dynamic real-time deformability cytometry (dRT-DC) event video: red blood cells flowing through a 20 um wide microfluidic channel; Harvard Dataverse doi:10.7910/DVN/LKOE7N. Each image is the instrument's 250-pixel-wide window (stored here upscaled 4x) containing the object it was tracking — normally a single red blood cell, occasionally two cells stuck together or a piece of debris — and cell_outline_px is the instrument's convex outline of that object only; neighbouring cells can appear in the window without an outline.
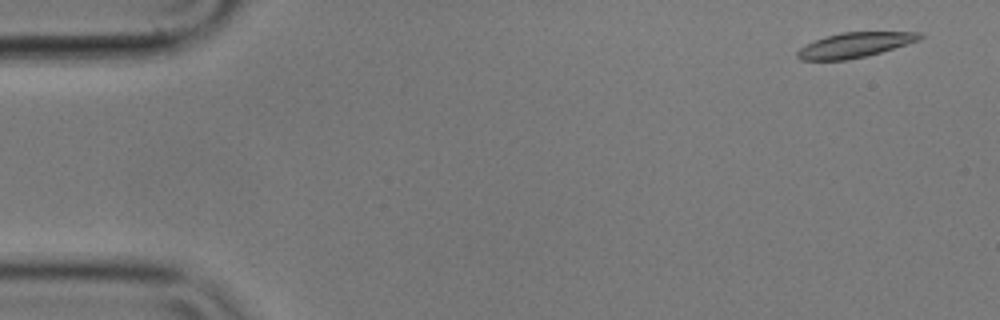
{"species": "common noctule bat (a hibernating species)", "species_latin": "Nyctalus noctula", "temperature_condition": "cold", "stored_images_in_passage": 57, "camera_frame_rate_fps": 3000, "um_per_image_px": 0.085, "animal": {"sex": "male", "body_mass_g": 17.9}, "frame": {"image": 1, "passage_image": 3, "time_ms": 0.667, "image_size_px": [1000, 320], "cell_outline_px": [[924, 36], [920, 40], [880, 52], [864, 56], [844, 60], [800, 60], [796, 56], [796, 52], [800, 48], [816, 40], [840, 32], [920, 32]], "centroid_in_image_um": [72.66, 3.82], "position_along_channel_um": 12.3, "area_um2": 17.51}}
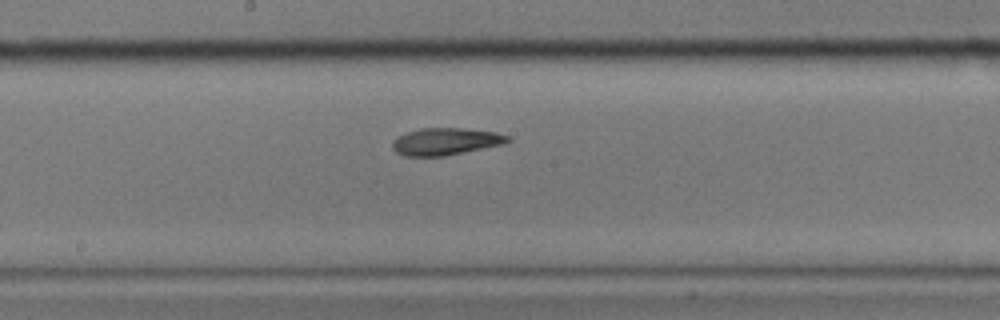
{"frame": {"image": 2, "passage_image": 30, "time_ms": 9.667, "image_size_px": [1000, 320], "cell_outline_px": [[512, 140], [504, 144], [444, 156], [404, 156], [396, 152], [392, 148], [392, 140], [408, 132], [420, 128], [464, 128], [496, 132], [512, 136]], "centroid_in_image_um": [37.92, 12.02], "position_along_channel_um": 210.3, "area_um2": 18.32}}
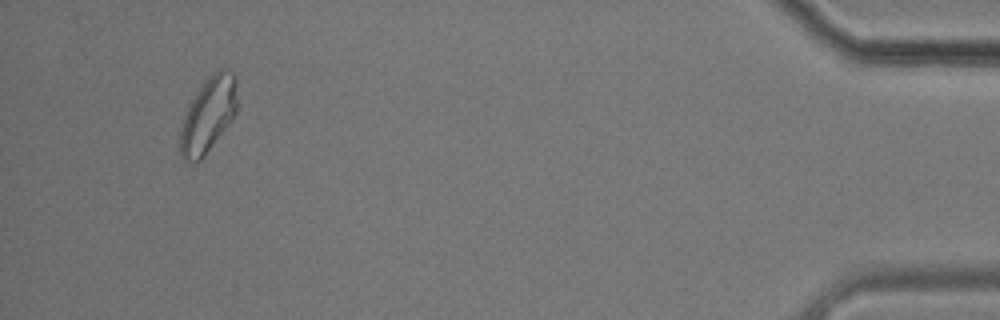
{"frame": {"image": 3, "passage_image": 54, "time_ms": 17.667, "image_size_px": [1000, 320], "cell_outline_px": [[236, 112], [232, 120], [204, 156], [196, 164], [184, 160], [180, 156], [180, 128], [184, 116], [196, 92], [204, 80], [216, 68], [224, 68], [232, 72], [236, 76]], "centroid_in_image_um": [17.7, 9.75], "position_along_channel_um": 417.5, "area_um2": 25.09}, "authors_computed_cell_mechanics": {"area_um2": 18.3804, "velocity_mm_per_s": 3.5001, "shape_relaxation_time_tau1_ms": 8.4584, "shape_relaxation_time_tau2_ms": 3.6432, "deformation_change_tau1": 0.188, "deformation_change_tau2": 0.0916}}